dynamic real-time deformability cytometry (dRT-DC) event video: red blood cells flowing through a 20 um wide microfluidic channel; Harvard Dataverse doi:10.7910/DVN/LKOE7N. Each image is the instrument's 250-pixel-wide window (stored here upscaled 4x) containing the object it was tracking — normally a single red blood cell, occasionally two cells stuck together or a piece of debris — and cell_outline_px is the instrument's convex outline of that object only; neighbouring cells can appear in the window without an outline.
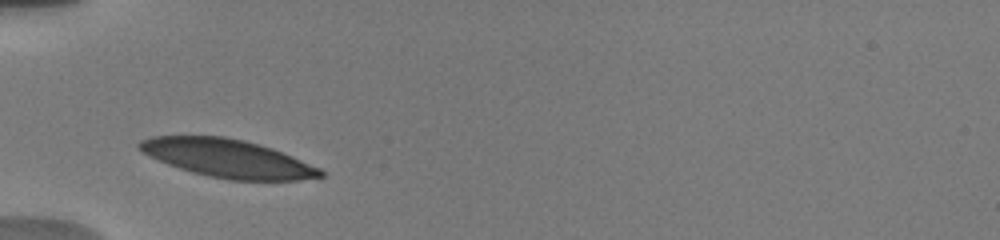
{"species": "human", "species_latin": "Homo sapiens", "temperature_condition": "warm", "stored_images_in_passage": 10, "camera_frame_rate_fps": 3000, "um_per_image_px": 0.085, "donor": {"sex": "male"}, "frame": {"image": 1, "passage_image": 1, "time_ms": 0.0, "image_size_px": [1000, 240], "cell_outline_px": [[324, 176], [300, 180], [228, 180], [208, 176], [192, 172], [168, 164], [136, 148], [136, 144], [140, 140], [152, 136], [224, 136], [244, 140], [272, 148], [292, 156], [320, 168], [324, 172]], "centroid_in_image_um": [19.35, 13.46], "position_along_channel_um": 65.6, "area_um2": 40.0}}
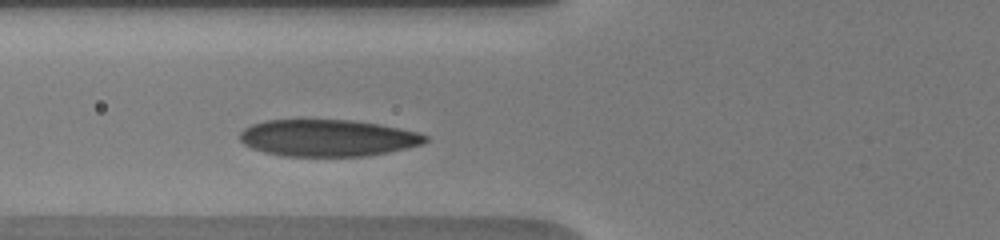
{"frame": {"image": 2, "passage_image": 7, "time_ms": 1.0, "image_size_px": [1000, 240], "cell_outline_px": [[428, 140], [424, 144], [388, 152], [364, 156], [284, 156], [264, 152], [252, 148], [244, 144], [240, 140], [240, 132], [244, 128], [252, 124], [264, 120], [300, 116], [352, 120], [400, 128], [420, 132], [428, 136]], "centroid_in_image_um": [27.8, 11.67], "position_along_channel_um": 98.0, "area_um2": 41.1}}